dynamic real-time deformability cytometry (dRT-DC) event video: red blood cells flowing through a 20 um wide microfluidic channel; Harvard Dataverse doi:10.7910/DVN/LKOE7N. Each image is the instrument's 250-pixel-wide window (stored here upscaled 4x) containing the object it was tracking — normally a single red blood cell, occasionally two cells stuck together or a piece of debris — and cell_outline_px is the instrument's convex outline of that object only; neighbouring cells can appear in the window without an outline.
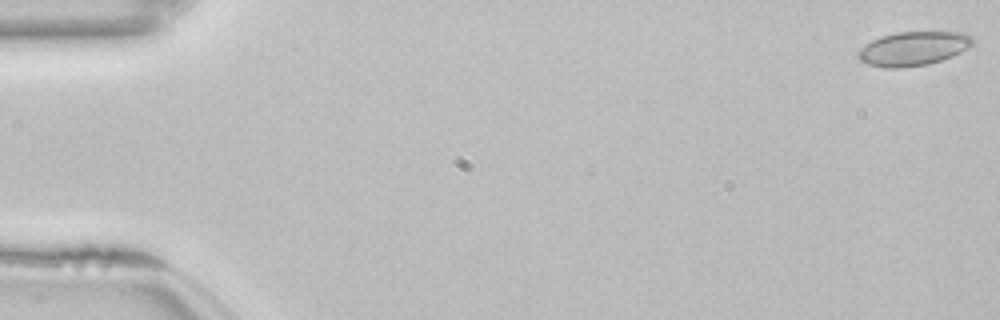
{"species": "common noctule bat (a hibernating species)", "species_latin": "Nyctalus noctula", "temperature_condition": "room temperature", "stored_images_in_passage": 54, "camera_frame_rate_fps": 3000, "um_per_image_px": 0.085, "animal": {"sex": "female", "body_mass_g": 22.7, "forearm_length_mm": 54.2}, "frame": {"image": 1, "passage_image": 1, "time_ms": 0.0, "image_size_px": [1000, 320], "cell_outline_px": [[972, 44], [968, 48], [952, 56], [928, 64], [900, 68], [888, 68], [868, 64], [860, 60], [856, 56], [856, 52], [860, 48], [872, 40], [880, 36], [896, 32], [964, 32], [972, 36]], "centroid_in_image_um": [77.6, 4.12], "position_along_channel_um": 7.4, "area_um2": 22.72}}
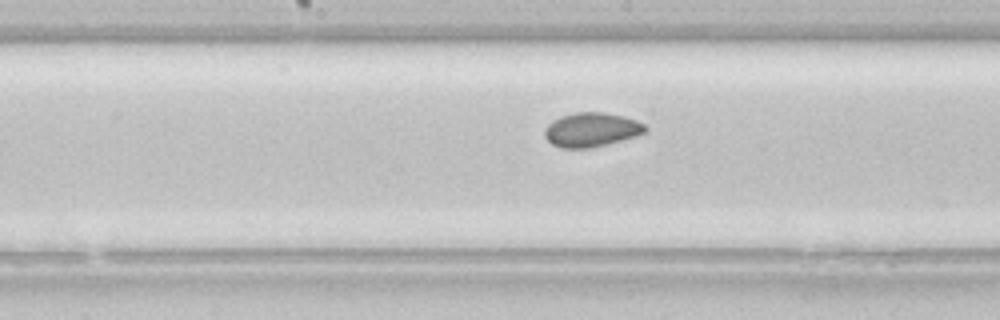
{"frame": {"image": 2, "passage_image": 28, "time_ms": 9.0, "image_size_px": [1000, 320], "cell_outline_px": [[648, 132], [636, 136], [588, 148], [560, 148], [552, 144], [544, 136], [544, 128], [552, 120], [560, 116], [576, 112], [604, 112], [624, 116], [636, 120], [644, 124], [648, 128]], "centroid_in_image_um": [50.26, 11.01], "position_along_channel_um": 197.9, "area_um2": 20.11}}
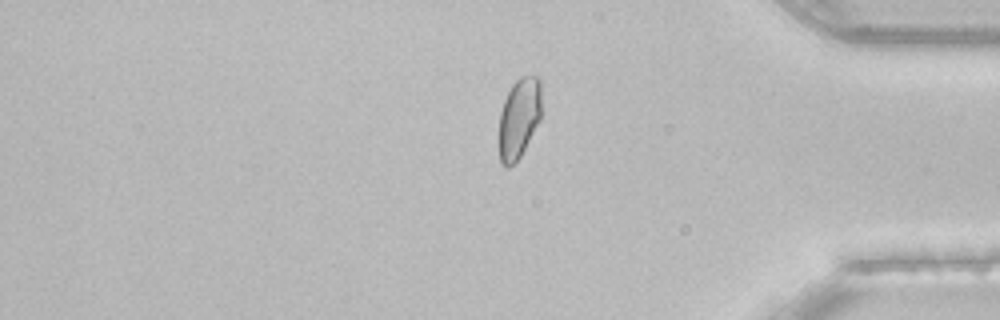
{"frame": {"image": 3, "passage_image": 45, "time_ms": 14.667, "image_size_px": [1000, 320], "cell_outline_px": [[540, 120], [520, 156], [508, 168], [504, 168], [500, 164], [496, 144], [496, 140], [500, 112], [504, 100], [512, 84], [520, 76], [536, 76], [540, 80]], "centroid_in_image_um": [44.04, 10.11], "position_along_channel_um": 391.2, "area_um2": 20.4}, "authors_computed_cell_mechanics": {"area_um2": 20.6057, "velocity_mm_per_s": 3.8301, "shape_relaxation_time_tau1_ms": 4.8079, "shape_relaxation_time_tau2_ms": 0.9145, "deformation_change_tau1": 0.0645, "deformation_change_tau2": 0.0336}}